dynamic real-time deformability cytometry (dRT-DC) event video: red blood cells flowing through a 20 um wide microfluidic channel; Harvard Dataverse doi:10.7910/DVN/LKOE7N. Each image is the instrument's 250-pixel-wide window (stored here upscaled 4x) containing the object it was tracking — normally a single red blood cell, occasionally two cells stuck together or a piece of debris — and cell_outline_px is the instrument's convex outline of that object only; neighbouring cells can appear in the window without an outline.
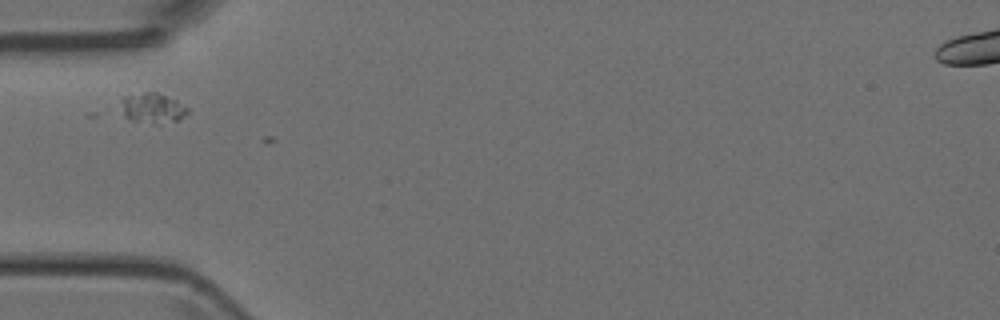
{"species": "Egyptian fruit bat (a non-hibernating species)", "species_latin": "Rousettus aegyptiacus", "temperature_condition": "room temperature", "stored_images_in_passage": 4, "camera_frame_rate_fps": 3000, "um_per_image_px": 0.085, "animal": {"sex": "female"}, "frame": {"image": 1, "passage_image": 1, "time_ms": 0.0, "image_size_px": [1000, 320], "cell_outline_px": [[188, 112], [184, 116], [176, 120], [156, 124], [152, 124], [128, 120], [124, 116], [124, 96], [144, 92], [156, 92], [176, 100], [188, 108]], "centroid_in_image_um": [12.99, 9.2], "position_along_channel_um": 72.0, "area_um2": 11.44}}
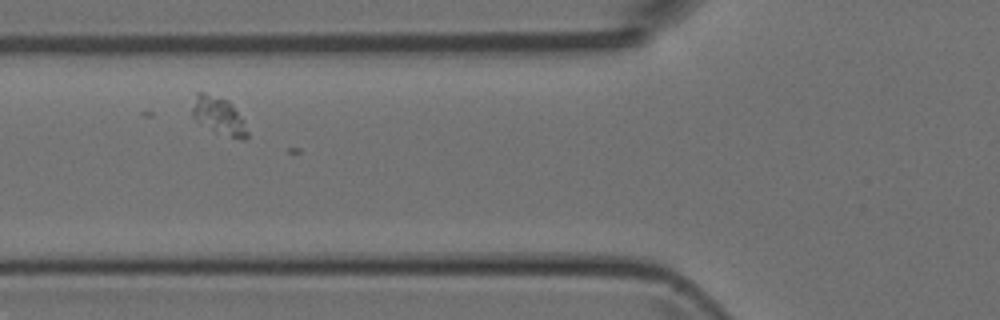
{"frame": {"image": 2, "passage_image": 2, "time_ms": 1.0, "image_size_px": [1000, 320], "cell_outline_px": [[248, 136], [244, 140], [232, 136], [212, 128], [196, 120], [192, 116], [192, 108], [196, 92], [204, 92], [228, 100], [232, 104], [248, 132]], "centroid_in_image_um": [18.56, 9.77], "position_along_channel_um": 107.2, "area_um2": 11.33}}